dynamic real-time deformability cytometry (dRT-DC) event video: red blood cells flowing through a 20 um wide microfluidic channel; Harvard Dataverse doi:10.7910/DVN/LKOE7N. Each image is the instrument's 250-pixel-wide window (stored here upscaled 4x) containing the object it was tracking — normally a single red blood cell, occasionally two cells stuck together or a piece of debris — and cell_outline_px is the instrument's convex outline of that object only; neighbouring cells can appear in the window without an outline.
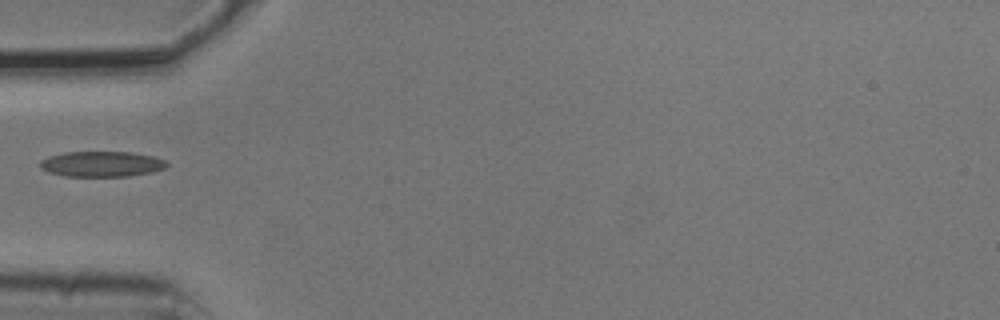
{"species": "common noctule bat (a hibernating species)", "species_latin": "Nyctalus noctula", "temperature_condition": "cold", "stored_images_in_passage": 4, "camera_frame_rate_fps": 3000, "um_per_image_px": 0.085, "animal": {"sex": "male", "body_mass_g": 20.5, "forearm_length_mm": 52.5}, "frame": {"image": 1, "passage_image": 3, "time_ms": 0.667, "image_size_px": [1000, 320], "cell_outline_px": [[168, 164], [164, 168], [152, 172], [128, 176], [64, 176], [48, 172], [40, 168], [40, 160], [48, 156], [64, 152], [132, 152], [152, 156], [164, 160]], "centroid_in_image_um": [8.6, 13.94], "position_along_channel_um": 76.4, "area_um2": 18.79}}
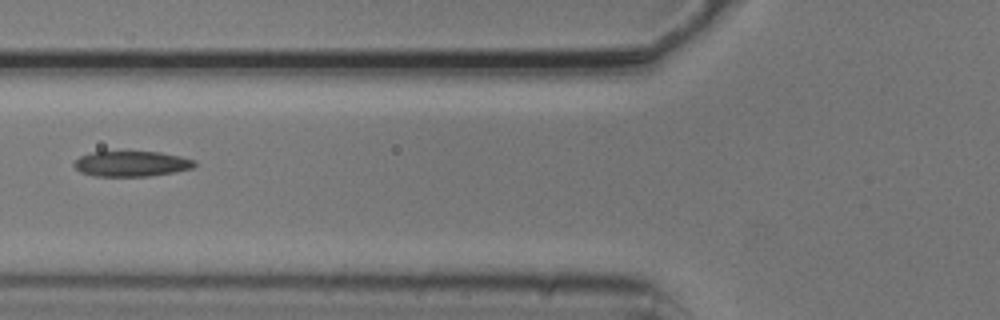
{"frame": {"image": 2, "passage_image": 4, "time_ms": 1.0, "image_size_px": [1000, 320], "cell_outline_px": [[196, 164], [192, 168], [176, 172], [148, 176], [92, 176], [80, 172], [72, 164], [80, 156], [92, 152], [160, 152], [180, 156], [196, 160]], "centroid_in_image_um": [11.18, 13.92], "position_along_channel_um": 114.6, "area_um2": 17.86}}